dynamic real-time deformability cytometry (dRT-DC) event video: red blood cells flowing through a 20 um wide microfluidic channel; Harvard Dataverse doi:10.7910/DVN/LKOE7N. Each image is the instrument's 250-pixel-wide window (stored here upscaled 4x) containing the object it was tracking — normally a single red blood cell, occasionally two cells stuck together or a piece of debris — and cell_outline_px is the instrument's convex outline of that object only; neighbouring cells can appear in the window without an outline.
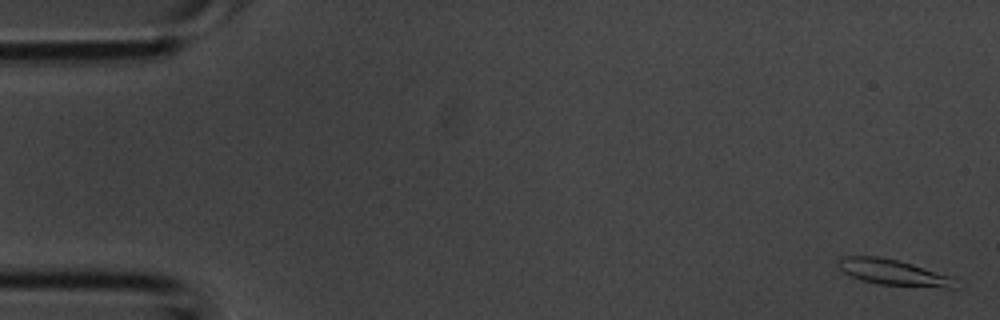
{"species": "common noctule bat (a hibernating species)", "species_latin": "Nyctalus noctula", "temperature_condition": "room temperature", "stored_images_in_passage": 3, "camera_frame_rate_fps": 3000, "um_per_image_px": 0.085, "animal": {"sex": "male", "body_mass_g": 20.1, "forearm_length_mm": 53.5}, "frame": {"image": 1, "passage_image": 1, "time_ms": 0.0, "image_size_px": [1000, 320], "cell_outline_px": [[956, 288], [944, 288], [880, 284], [860, 280], [844, 272], [836, 264], [844, 256], [880, 256], [900, 260], [948, 276]], "centroid_in_image_um": [75.85, 23.14], "position_along_channel_um": 9.2, "area_um2": 17.22}}